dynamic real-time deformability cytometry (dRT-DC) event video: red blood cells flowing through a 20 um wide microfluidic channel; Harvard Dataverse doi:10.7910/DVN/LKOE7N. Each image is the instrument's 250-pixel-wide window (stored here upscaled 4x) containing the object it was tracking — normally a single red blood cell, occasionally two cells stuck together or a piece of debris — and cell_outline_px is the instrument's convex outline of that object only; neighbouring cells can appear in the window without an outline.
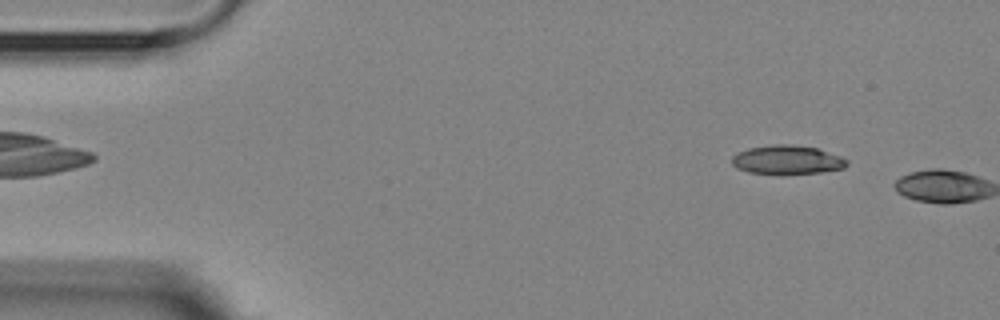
{"species": "Egyptian fruit bat (a non-hibernating species)", "species_latin": "Rousettus aegyptiacus", "temperature_condition": "room temperature", "stored_images_in_passage": 3, "camera_frame_rate_fps": 3000, "um_per_image_px": 0.085, "animal": {"sex": "female"}, "frame": {"image": 1, "passage_image": 2, "time_ms": 1.667, "image_size_px": [1000, 320], "cell_outline_px": [[848, 164], [844, 168], [820, 172], [784, 176], [780, 176], [748, 172], [736, 168], [732, 164], [732, 156], [736, 152], [748, 148], [772, 144], [792, 144], [816, 148], [840, 156], [848, 160]], "centroid_in_image_um": [66.87, 13.61], "position_along_channel_um": 18.1, "area_um2": 20.0}}